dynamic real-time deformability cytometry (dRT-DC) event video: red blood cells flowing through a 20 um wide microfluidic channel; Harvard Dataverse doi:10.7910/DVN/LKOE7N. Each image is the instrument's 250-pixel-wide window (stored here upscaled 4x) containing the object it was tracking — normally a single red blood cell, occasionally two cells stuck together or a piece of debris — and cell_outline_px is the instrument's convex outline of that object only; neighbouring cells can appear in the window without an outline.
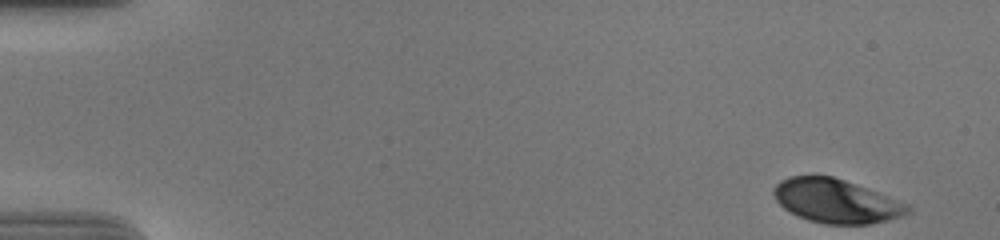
{"species": "human", "species_latin": "Homo sapiens", "temperature_condition": "cold", "stored_images_in_passage": 53, "camera_frame_rate_fps": 3000, "um_per_image_px": 0.085, "donor": {"sex": "male"}, "frame": {"image": 1, "passage_image": 1, "time_ms": 0.0, "image_size_px": [1000, 240], "cell_outline_px": [[912, 212], [904, 216], [888, 220], [868, 224], [824, 224], [808, 220], [784, 208], [776, 200], [772, 192], [772, 188], [780, 180], [788, 176], [832, 176], [844, 180], [908, 204], [912, 208]], "centroid_in_image_um": [71.07, 17.09], "position_along_channel_um": 13.9, "area_um2": 34.04}}
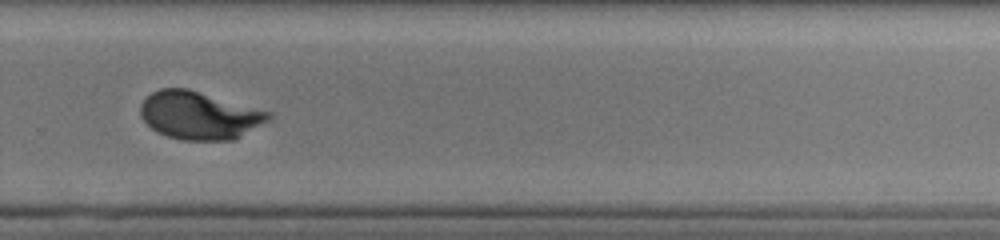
{"frame": {"image": 2, "passage_image": 37, "time_ms": 12.0, "image_size_px": [1000, 240], "cell_outline_px": [[272, 116], [268, 120], [240, 136], [232, 140], [184, 140], [168, 136], [156, 132], [140, 116], [140, 104], [152, 92], [160, 88], [188, 88], [272, 112]], "centroid_in_image_um": [16.92, 9.79], "position_along_channel_um": 312.9, "area_um2": 35.55}}
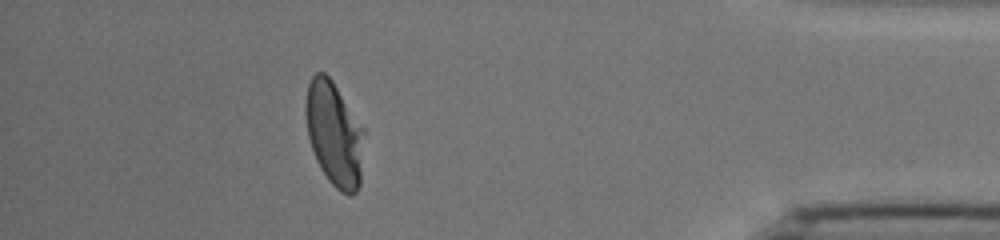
{"frame": {"image": 3, "passage_image": 48, "time_ms": 15.667, "image_size_px": [1000, 240], "cell_outline_px": [[364, 132], [360, 184], [356, 192], [352, 196], [348, 196], [340, 192], [328, 180], [320, 168], [316, 160], [308, 136], [304, 112], [304, 100], [308, 84], [312, 76], [316, 72], [324, 72], [332, 80], [364, 128]], "centroid_in_image_um": [28.39, 11.38], "position_along_channel_um": 406.8, "area_um2": 35.84}, "authors_computed_cell_mechanics": {"area_um2": 36.4718, "velocity_mm_per_s": 3.6966, "shape_relaxation_time_tau1_ms": 4.6107, "shape_relaxation_time_tau2_ms": null, "deformation_change_tau1": 0.1807, "deformation_change_tau2": null}}